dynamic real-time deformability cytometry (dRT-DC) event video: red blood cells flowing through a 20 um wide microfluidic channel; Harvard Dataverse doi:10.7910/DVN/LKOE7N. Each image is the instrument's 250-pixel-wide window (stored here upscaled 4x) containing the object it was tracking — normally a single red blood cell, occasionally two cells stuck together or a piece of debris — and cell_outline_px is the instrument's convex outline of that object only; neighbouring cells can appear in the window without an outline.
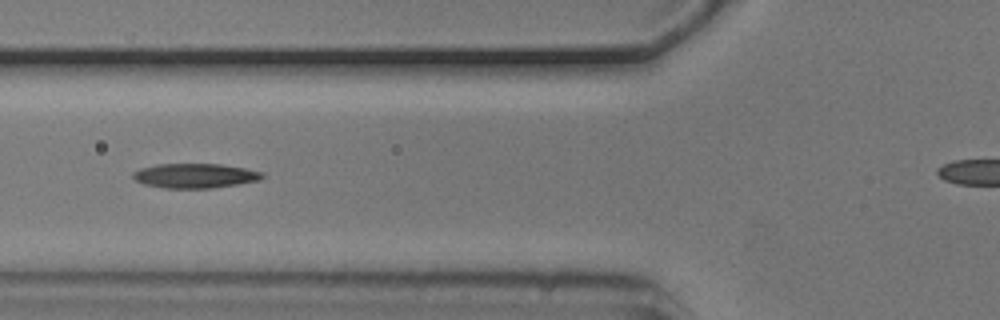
{"species": "common noctule bat (a hibernating species)", "species_latin": "Nyctalus noctula", "temperature_condition": "cold", "stored_images_in_passage": 7, "camera_frame_rate_fps": 3000, "um_per_image_px": 0.085, "animal": {"sex": "male", "body_mass_g": 20.5, "forearm_length_mm": 52.5}, "frame": {"image": 1, "passage_image": 5, "time_ms": 1.333, "image_size_px": [1000, 320], "cell_outline_px": [[264, 176], [260, 180], [212, 188], [164, 188], [144, 184], [136, 180], [132, 176], [132, 172], [140, 168], [156, 164], [220, 164], [244, 168], [264, 172]], "centroid_in_image_um": [16.56, 14.93], "position_along_channel_um": 109.2, "area_um2": 18.5}}
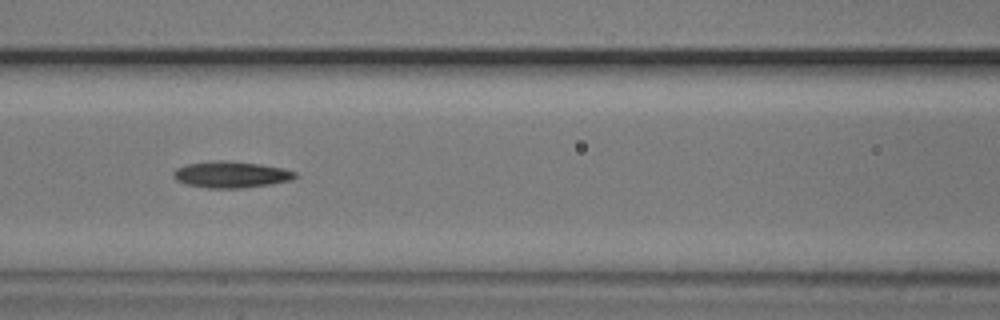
{"frame": {"image": 2, "passage_image": 6, "time_ms": 1.667, "image_size_px": [1000, 320], "cell_outline_px": [[296, 176], [292, 180], [272, 184], [244, 188], [208, 188], [188, 184], [176, 180], [172, 176], [172, 172], [176, 168], [188, 164], [220, 160], [224, 160], [260, 164], [280, 168], [296, 172]], "centroid_in_image_um": [19.63, 14.84], "position_along_channel_um": 147.0, "area_um2": 18.61}}